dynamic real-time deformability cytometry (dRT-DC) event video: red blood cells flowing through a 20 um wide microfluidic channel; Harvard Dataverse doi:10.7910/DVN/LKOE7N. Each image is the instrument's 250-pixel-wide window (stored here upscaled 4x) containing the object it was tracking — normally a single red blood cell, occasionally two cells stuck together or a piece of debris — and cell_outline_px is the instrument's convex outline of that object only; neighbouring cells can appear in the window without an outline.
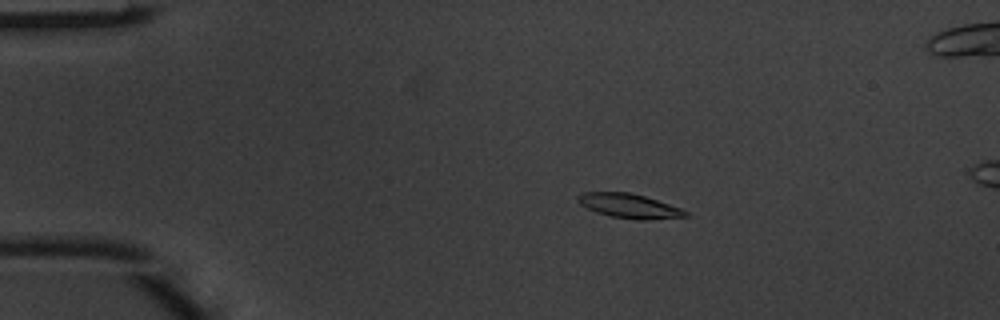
{"species": "common noctule bat (a hibernating species)", "species_latin": "Nyctalus noctula", "temperature_condition": "warm", "stored_images_in_passage": 4, "camera_frame_rate_fps": 3000, "um_per_image_px": 0.085, "animal": {"sex": "male", "body_mass_g": 20.1, "forearm_length_mm": 53.5}, "frame": {"image": 1, "passage_image": 2, "time_ms": 0.333, "image_size_px": [1000, 320], "cell_outline_px": [[688, 216], [644, 220], [636, 220], [612, 216], [596, 212], [580, 204], [576, 200], [576, 196], [584, 192], [628, 192], [644, 196], [680, 208], [688, 212]], "centroid_in_image_um": [53.45, 17.5], "position_along_channel_um": 31.6, "area_um2": 15.09}}